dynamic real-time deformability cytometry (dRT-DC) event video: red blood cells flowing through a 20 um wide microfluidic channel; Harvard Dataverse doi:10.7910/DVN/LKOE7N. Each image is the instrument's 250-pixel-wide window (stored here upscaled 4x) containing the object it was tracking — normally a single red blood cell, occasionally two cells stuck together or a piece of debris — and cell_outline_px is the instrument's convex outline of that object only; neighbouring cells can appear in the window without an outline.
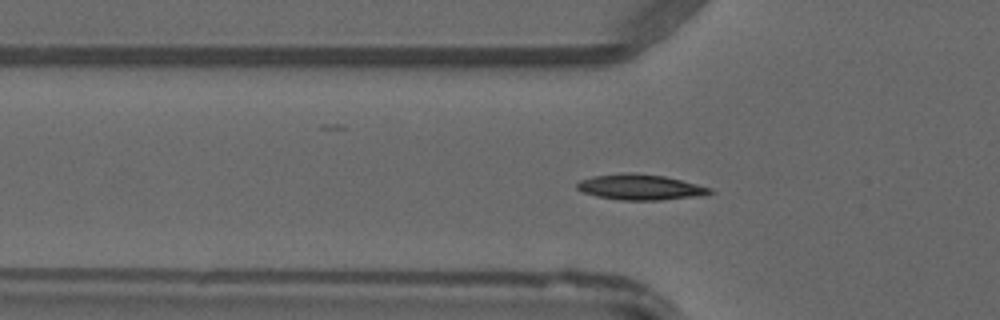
{"species": "common noctule bat (a hibernating species)", "species_latin": "Nyctalus noctula", "temperature_condition": "warm", "stored_images_in_passage": 38, "camera_frame_rate_fps": 3000, "um_per_image_px": 0.085, "animal": {"sex": "male", "forearm_length_mm": 52.5}, "frame": {"image": 1, "passage_image": 6, "time_ms": 1.667, "image_size_px": [1000, 320], "cell_outline_px": [[716, 192], [704, 196], [660, 200], [620, 200], [596, 196], [584, 192], [576, 188], [576, 184], [580, 180], [592, 176], [624, 172], [632, 172], [664, 176], [712, 188]], "centroid_in_image_um": [54.45, 15.91], "position_along_channel_um": 71.4, "area_um2": 20.0}}
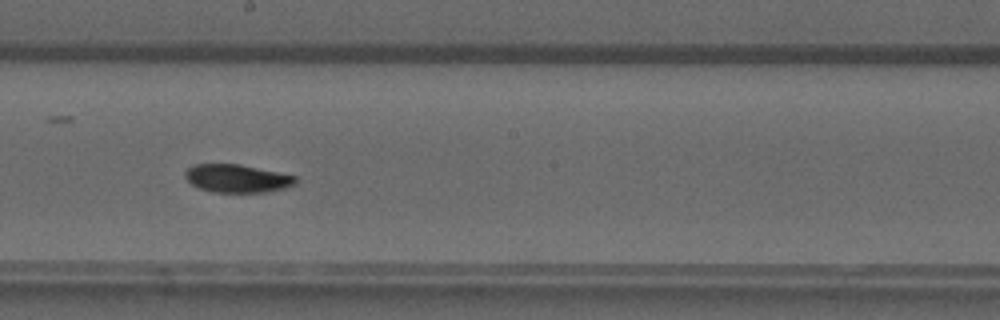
{"frame": {"image": 2, "passage_image": 17, "time_ms": 5.333, "image_size_px": [1000, 320], "cell_outline_px": [[296, 184], [288, 188], [268, 192], [212, 192], [200, 188], [192, 184], [184, 176], [184, 172], [188, 168], [196, 164], [240, 164], [296, 176]], "centroid_in_image_um": [20.18, 15.17], "position_along_channel_um": 228.0, "area_um2": 18.09}}
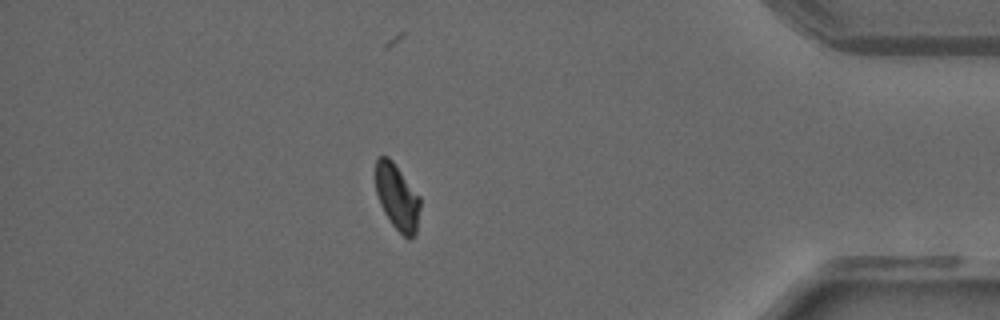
{"frame": {"image": 3, "passage_image": 32, "time_ms": 10.333, "image_size_px": [1000, 320], "cell_outline_px": [[420, 208], [416, 236], [408, 240], [392, 224], [384, 212], [380, 204], [376, 192], [376, 156], [388, 156], [392, 160], [420, 196]], "centroid_in_image_um": [33.77, 16.76], "position_along_channel_um": 401.4, "area_um2": 17.22}}